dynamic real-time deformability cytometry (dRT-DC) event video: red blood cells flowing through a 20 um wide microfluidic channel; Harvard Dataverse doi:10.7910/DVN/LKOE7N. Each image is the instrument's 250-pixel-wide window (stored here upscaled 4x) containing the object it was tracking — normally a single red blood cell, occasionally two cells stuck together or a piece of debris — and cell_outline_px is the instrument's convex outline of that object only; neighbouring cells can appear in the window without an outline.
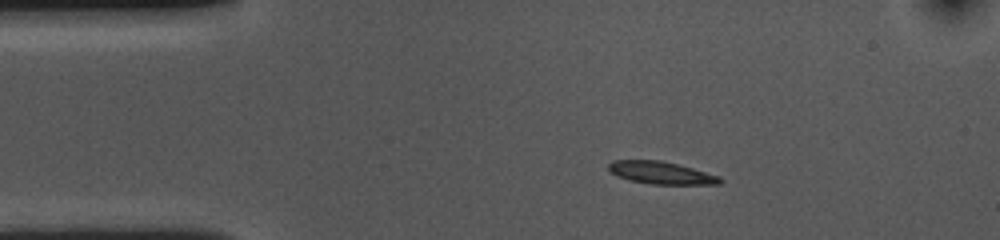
{"species": "common noctule bat (a hibernating species)", "species_latin": "Nyctalus noctula", "temperature_condition": "cold", "stored_images_in_passage": 46, "camera_frame_rate_fps": 3000, "um_per_image_px": 0.085, "animal": {"sex": "female", "body_mass_g": 10.0, "forearm_length_mm": 53.1}, "frame": {"image": 1, "passage_image": 1, "time_ms": 0.0, "image_size_px": [1000, 240], "cell_outline_px": [[724, 180], [720, 184], [652, 184], [632, 180], [616, 176], [608, 168], [608, 164], [612, 160], [660, 160], [692, 168], [720, 176]], "centroid_in_image_um": [56.21, 14.68], "position_along_channel_um": 28.8, "area_um2": 14.45}}
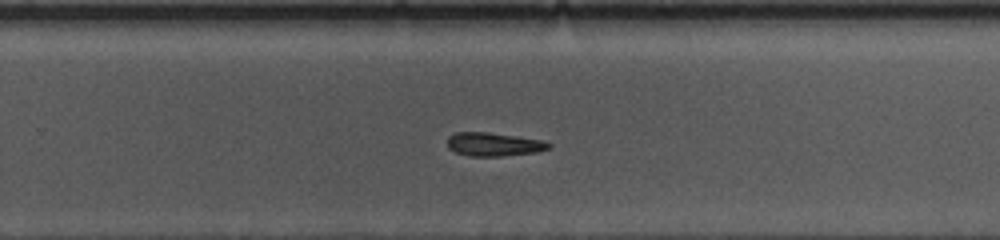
{"frame": {"image": 2, "passage_image": 26, "time_ms": 8.333, "image_size_px": [1000, 240], "cell_outline_px": [[552, 148], [536, 152], [500, 156], [468, 156], [456, 152], [448, 148], [448, 136], [456, 132], [488, 132], [516, 136], [540, 140], [552, 144]], "centroid_in_image_um": [41.96, 12.27], "position_along_channel_um": 287.8, "area_um2": 13.87}}
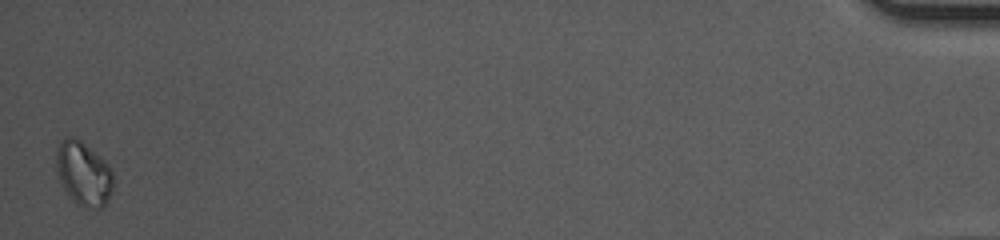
{"frame": {"image": 3, "passage_image": 46, "time_ms": 15.0, "image_size_px": [1000, 240], "cell_outline_px": [[116, 180], [112, 192], [104, 204], [100, 208], [84, 208], [76, 204], [72, 200], [64, 188], [60, 180], [56, 168], [56, 148], [60, 140], [68, 136], [72, 136], [80, 140], [100, 156], [112, 168]], "centroid_in_image_um": [7.12, 14.75], "position_along_channel_um": 428.1, "area_um2": 21.62}, "authors_computed_cell_mechanics": {"area_um2": 14.5656, "velocity_mm_per_s": 3.587, "shape_relaxation_time_tau1_ms": 4.7045, "shape_relaxation_time_tau2_ms": null, "deformation_change_tau1": 0.1273, "deformation_change_tau2": null}}